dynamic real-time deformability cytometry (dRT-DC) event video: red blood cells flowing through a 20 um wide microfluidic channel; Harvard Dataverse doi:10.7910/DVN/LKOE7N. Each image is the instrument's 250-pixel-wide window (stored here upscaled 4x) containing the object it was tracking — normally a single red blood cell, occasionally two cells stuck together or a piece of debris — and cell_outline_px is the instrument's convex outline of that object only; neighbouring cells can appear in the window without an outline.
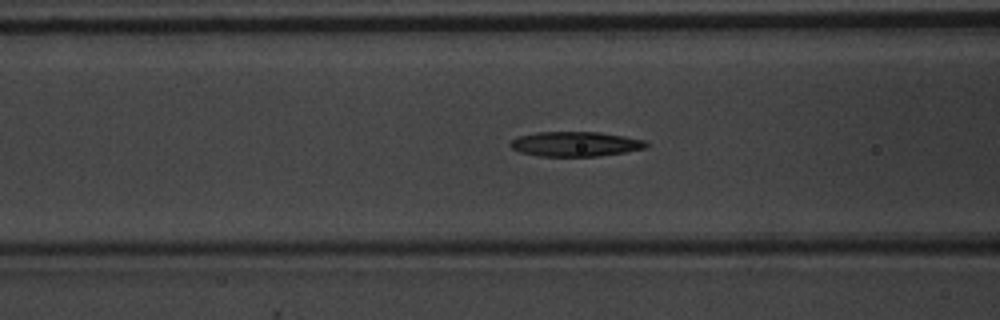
{"species": "common noctule bat (a hibernating species)", "species_latin": "Nyctalus noctula", "temperature_condition": "warm", "stored_images_in_passage": 50, "camera_frame_rate_fps": 3000, "um_per_image_px": 0.085, "animal": {"sex": "male", "body_mass_g": 20.1, "forearm_length_mm": 53.5}, "frame": {"image": 1, "passage_image": 20, "time_ms": 6.333, "image_size_px": [1000, 320], "cell_outline_px": [[648, 148], [600, 156], [540, 156], [520, 152], [512, 148], [508, 144], [512, 140], [520, 136], [536, 132], [600, 132], [624, 136], [644, 140], [648, 144]], "centroid_in_image_um": [48.92, 12.24], "position_along_channel_um": 117.7, "area_um2": 19.59}}
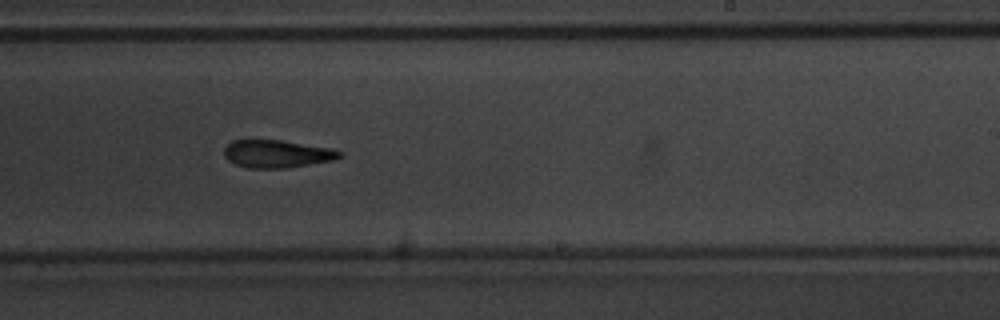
{"frame": {"image": 2, "passage_image": 31, "time_ms": 10.0, "image_size_px": [1000, 320], "cell_outline_px": [[344, 156], [332, 160], [284, 168], [248, 168], [236, 164], [228, 160], [224, 156], [224, 148], [232, 140], [280, 140], [336, 148], [344, 152]], "centroid_in_image_um": [23.59, 13.06], "position_along_channel_um": 265.4, "area_um2": 18.79}}
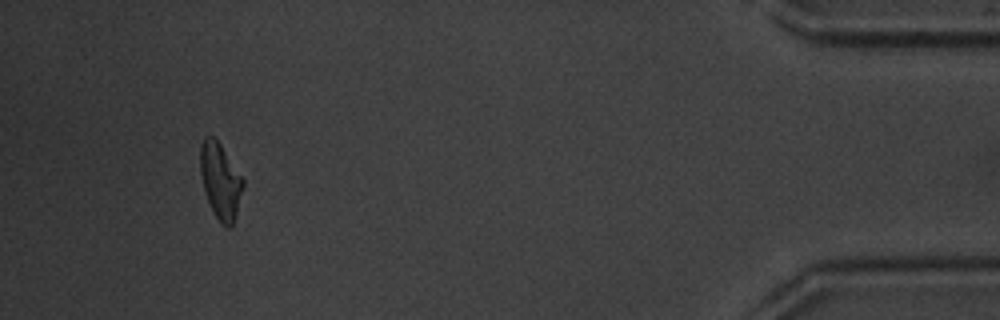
{"frame": {"image": 3, "passage_image": 47, "time_ms": 15.333, "image_size_px": [1000, 320], "cell_outline_px": [[244, 184], [236, 216], [232, 224], [228, 228], [224, 228], [216, 216], [204, 192], [200, 172], [200, 144], [204, 136], [212, 136], [220, 144], [244, 180]], "centroid_in_image_um": [18.72, 15.38], "position_along_channel_um": 416.5, "area_um2": 18.73}, "authors_computed_cell_mechanics": {"area_um2": 19.6809, "velocity_mm_per_s": 4.0293, "shape_relaxation_time_tau1_ms": 4.1028, "shape_relaxation_time_tau2_ms": 4.826, "deformation_change_tau1": 0.1682, "deformation_change_tau2": 0.1515}}